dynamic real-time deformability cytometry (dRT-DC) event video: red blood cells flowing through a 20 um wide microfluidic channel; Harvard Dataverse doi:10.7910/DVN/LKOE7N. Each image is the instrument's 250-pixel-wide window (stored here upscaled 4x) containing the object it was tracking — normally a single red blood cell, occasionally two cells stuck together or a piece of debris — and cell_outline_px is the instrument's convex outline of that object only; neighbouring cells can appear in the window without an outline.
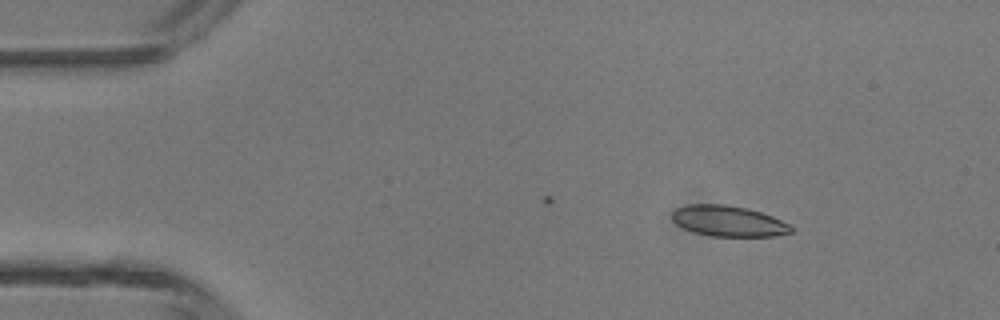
{"species": "common noctule bat (a hibernating species)", "species_latin": "Nyctalus noctula", "temperature_condition": "room temperature", "stored_images_in_passage": 40, "camera_frame_rate_fps": 3000, "um_per_image_px": 0.085, "animal": {"sex": "male", "body_mass_g": 13.3}, "frame": {"image": 1, "passage_image": 6, "time_ms": 1.667, "image_size_px": [1000, 320], "cell_outline_px": [[796, 228], [792, 232], [776, 236], [712, 236], [696, 232], [684, 228], [676, 224], [672, 220], [672, 212], [676, 208], [688, 204], [724, 204], [748, 208], [772, 216]], "centroid_in_image_um": [61.92, 18.78], "position_along_channel_um": 23.1, "area_um2": 21.33}}
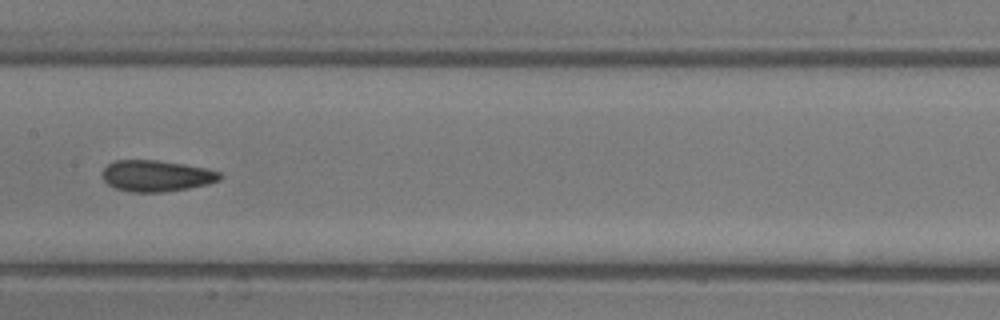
{"frame": {"image": 2, "passage_image": 23, "time_ms": 7.333, "image_size_px": [1000, 320], "cell_outline_px": [[224, 176], [220, 180], [208, 184], [188, 188], [164, 192], [128, 192], [116, 188], [108, 184], [104, 180], [104, 168], [108, 164], [116, 160], [156, 160], [184, 164], [204, 168], [220, 172]], "centroid_in_image_um": [13.32, 14.95], "position_along_channel_um": 194.1, "area_um2": 21.33}}
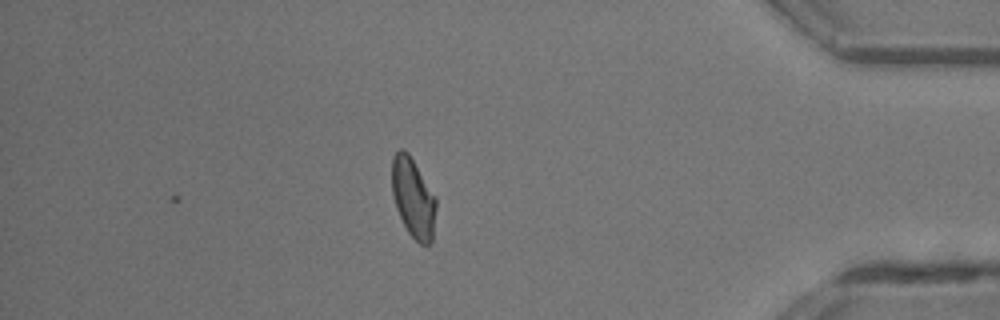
{"frame": {"image": 3, "passage_image": 40, "time_ms": 13.0, "image_size_px": [1000, 320], "cell_outline_px": [[436, 208], [432, 244], [420, 244], [408, 232], [396, 208], [392, 192], [392, 156], [400, 148], [404, 148], [408, 152], [436, 196]], "centroid_in_image_um": [35.13, 16.8], "position_along_channel_um": 400.1, "area_um2": 20.58}, "authors_computed_cell_mechanics": {"area_um2": 21.3282, "velocity_mm_per_s": 4.3621, "shape_relaxation_time_tau1_ms": 6.9, "shape_relaxation_time_tau2_ms": 2.0572, "deformation_change_tau1": 0.1619, "deformation_change_tau2": 0.0834}}